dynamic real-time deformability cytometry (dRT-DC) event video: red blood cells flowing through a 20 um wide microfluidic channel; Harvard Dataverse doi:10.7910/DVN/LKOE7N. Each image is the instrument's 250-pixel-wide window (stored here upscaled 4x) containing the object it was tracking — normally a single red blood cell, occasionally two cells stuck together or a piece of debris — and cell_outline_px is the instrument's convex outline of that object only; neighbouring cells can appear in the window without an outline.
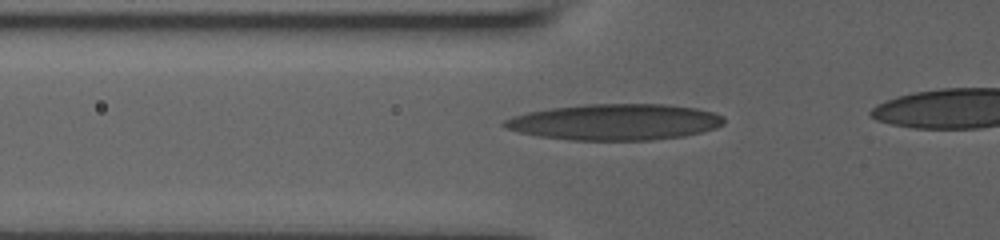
{"species": "human", "species_latin": "Homo sapiens", "temperature_condition": "room temperature", "stored_images_in_passage": 61, "camera_frame_rate_fps": 3000, "um_per_image_px": 0.085, "donor": {"sex": "male"}, "frame": {"image": 1, "passage_image": 16, "time_ms": 4.0, "image_size_px": [1000, 240], "cell_outline_px": [[724, 124], [716, 128], [684, 136], [652, 140], [568, 140], [536, 136], [504, 128], [500, 124], [504, 120], [512, 116], [528, 112], [548, 108], [584, 104], [664, 104], [696, 108], [712, 112], [720, 116], [724, 120]], "centroid_in_image_um": [52.21, 10.37], "position_along_channel_um": 73.6, "area_um2": 46.41}}
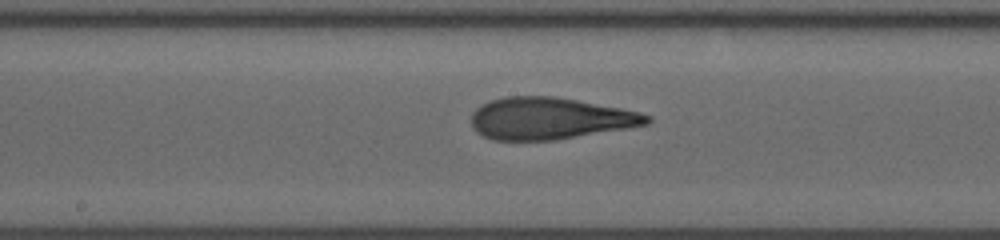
{"frame": {"image": 2, "passage_image": 29, "time_ms": 7.333, "image_size_px": [1000, 240], "cell_outline_px": [[652, 120], [648, 124], [556, 140], [492, 140], [476, 132], [472, 128], [472, 112], [480, 104], [504, 96], [552, 96], [576, 100], [620, 108], [640, 112], [652, 116]], "centroid_in_image_um": [46.7, 10.07], "position_along_channel_um": 201.5, "area_um2": 42.77}}
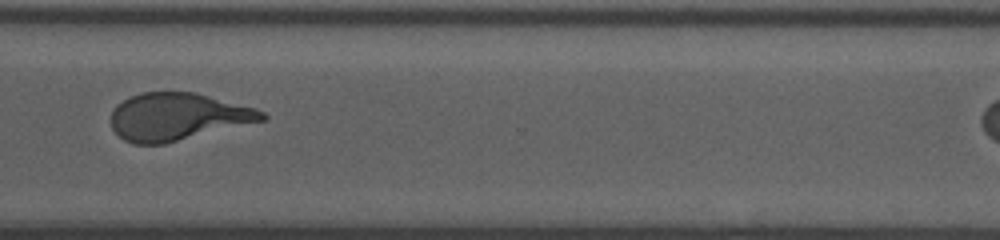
{"frame": {"image": 3, "passage_image": 60, "time_ms": 11.333, "image_size_px": [1000, 240], "cell_outline_px": [[268, 116], [264, 120], [164, 144], [132, 144], [124, 140], [112, 128], [112, 112], [116, 104], [128, 96], [140, 92], [196, 92], [256, 108], [264, 112]], "centroid_in_image_um": [15.08, 9.91], "position_along_channel_um": 355.5, "area_um2": 41.73}}